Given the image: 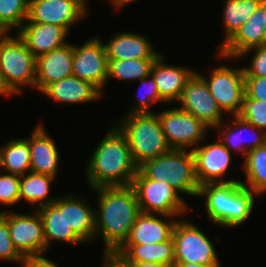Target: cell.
Returning a JSON list of instances; mask_svg holds the SVG:
<instances>
[{
  "label": "cell",
  "instance_id": "6da1fadb",
  "mask_svg": "<svg viewBox=\"0 0 266 267\" xmlns=\"http://www.w3.org/2000/svg\"><path fill=\"white\" fill-rule=\"evenodd\" d=\"M99 195V211H95V237L101 233L105 256H111L129 237L131 227L141 213L136 193L129 186L93 188Z\"/></svg>",
  "mask_w": 266,
  "mask_h": 267
},
{
  "label": "cell",
  "instance_id": "7a4b0ae2",
  "mask_svg": "<svg viewBox=\"0 0 266 267\" xmlns=\"http://www.w3.org/2000/svg\"><path fill=\"white\" fill-rule=\"evenodd\" d=\"M138 171L126 136L116 126L99 142L87 166L92 188L129 186Z\"/></svg>",
  "mask_w": 266,
  "mask_h": 267
},
{
  "label": "cell",
  "instance_id": "3957f363",
  "mask_svg": "<svg viewBox=\"0 0 266 267\" xmlns=\"http://www.w3.org/2000/svg\"><path fill=\"white\" fill-rule=\"evenodd\" d=\"M254 194L241 181L207 183L199 187L198 196L205 197V207L210 219L219 225L235 227L250 216Z\"/></svg>",
  "mask_w": 266,
  "mask_h": 267
},
{
  "label": "cell",
  "instance_id": "277c9868",
  "mask_svg": "<svg viewBox=\"0 0 266 267\" xmlns=\"http://www.w3.org/2000/svg\"><path fill=\"white\" fill-rule=\"evenodd\" d=\"M138 170L148 179L169 182L178 192L198 194L200 185L192 150L170 149L164 155L144 161Z\"/></svg>",
  "mask_w": 266,
  "mask_h": 267
},
{
  "label": "cell",
  "instance_id": "5b68a950",
  "mask_svg": "<svg viewBox=\"0 0 266 267\" xmlns=\"http://www.w3.org/2000/svg\"><path fill=\"white\" fill-rule=\"evenodd\" d=\"M120 123L122 125L119 124L118 128L126 136L132 157L138 166L171 149L157 113H128Z\"/></svg>",
  "mask_w": 266,
  "mask_h": 267
},
{
  "label": "cell",
  "instance_id": "8992f818",
  "mask_svg": "<svg viewBox=\"0 0 266 267\" xmlns=\"http://www.w3.org/2000/svg\"><path fill=\"white\" fill-rule=\"evenodd\" d=\"M0 71L14 94L22 92L24 84L35 88L36 57L18 34L6 33L0 39Z\"/></svg>",
  "mask_w": 266,
  "mask_h": 267
},
{
  "label": "cell",
  "instance_id": "52a82bcc",
  "mask_svg": "<svg viewBox=\"0 0 266 267\" xmlns=\"http://www.w3.org/2000/svg\"><path fill=\"white\" fill-rule=\"evenodd\" d=\"M131 186L142 213L174 217L182 215L188 209L179 192L169 182L148 179L138 170Z\"/></svg>",
  "mask_w": 266,
  "mask_h": 267
},
{
  "label": "cell",
  "instance_id": "ba28073f",
  "mask_svg": "<svg viewBox=\"0 0 266 267\" xmlns=\"http://www.w3.org/2000/svg\"><path fill=\"white\" fill-rule=\"evenodd\" d=\"M219 108L232 115L241 111L245 91V73L243 68L220 66L215 68L210 78L200 75Z\"/></svg>",
  "mask_w": 266,
  "mask_h": 267
},
{
  "label": "cell",
  "instance_id": "9c48e42d",
  "mask_svg": "<svg viewBox=\"0 0 266 267\" xmlns=\"http://www.w3.org/2000/svg\"><path fill=\"white\" fill-rule=\"evenodd\" d=\"M172 239L175 262L219 264L217 253L211 241L196 226L186 221H176Z\"/></svg>",
  "mask_w": 266,
  "mask_h": 267
},
{
  "label": "cell",
  "instance_id": "30bf717a",
  "mask_svg": "<svg viewBox=\"0 0 266 267\" xmlns=\"http://www.w3.org/2000/svg\"><path fill=\"white\" fill-rule=\"evenodd\" d=\"M180 109L189 112L208 128L223 130V112L212 97L205 80L194 72L187 80L182 95L178 100Z\"/></svg>",
  "mask_w": 266,
  "mask_h": 267
},
{
  "label": "cell",
  "instance_id": "8fae6325",
  "mask_svg": "<svg viewBox=\"0 0 266 267\" xmlns=\"http://www.w3.org/2000/svg\"><path fill=\"white\" fill-rule=\"evenodd\" d=\"M163 134L171 149H184L201 141L209 129L195 116L178 108L158 113Z\"/></svg>",
  "mask_w": 266,
  "mask_h": 267
},
{
  "label": "cell",
  "instance_id": "7c38bea8",
  "mask_svg": "<svg viewBox=\"0 0 266 267\" xmlns=\"http://www.w3.org/2000/svg\"><path fill=\"white\" fill-rule=\"evenodd\" d=\"M0 215L7 221L11 241L22 256L46 251L43 224L38 211L32 215L15 212H0Z\"/></svg>",
  "mask_w": 266,
  "mask_h": 267
},
{
  "label": "cell",
  "instance_id": "4fadbf2b",
  "mask_svg": "<svg viewBox=\"0 0 266 267\" xmlns=\"http://www.w3.org/2000/svg\"><path fill=\"white\" fill-rule=\"evenodd\" d=\"M72 73L103 90L108 81V58L105 46L98 37L89 39L81 47L74 45Z\"/></svg>",
  "mask_w": 266,
  "mask_h": 267
},
{
  "label": "cell",
  "instance_id": "5bb4252c",
  "mask_svg": "<svg viewBox=\"0 0 266 267\" xmlns=\"http://www.w3.org/2000/svg\"><path fill=\"white\" fill-rule=\"evenodd\" d=\"M85 0H29L28 22L69 27L87 13Z\"/></svg>",
  "mask_w": 266,
  "mask_h": 267
},
{
  "label": "cell",
  "instance_id": "9a60e30c",
  "mask_svg": "<svg viewBox=\"0 0 266 267\" xmlns=\"http://www.w3.org/2000/svg\"><path fill=\"white\" fill-rule=\"evenodd\" d=\"M266 0H263L252 16L241 25L235 35L222 47L219 56L240 57L245 51L266 45Z\"/></svg>",
  "mask_w": 266,
  "mask_h": 267
},
{
  "label": "cell",
  "instance_id": "2e32d148",
  "mask_svg": "<svg viewBox=\"0 0 266 267\" xmlns=\"http://www.w3.org/2000/svg\"><path fill=\"white\" fill-rule=\"evenodd\" d=\"M215 143L192 148L195 158L196 177L199 185L207 183H225L239 180H221L231 163L229 151L219 139Z\"/></svg>",
  "mask_w": 266,
  "mask_h": 267
},
{
  "label": "cell",
  "instance_id": "e0dca14e",
  "mask_svg": "<svg viewBox=\"0 0 266 267\" xmlns=\"http://www.w3.org/2000/svg\"><path fill=\"white\" fill-rule=\"evenodd\" d=\"M74 44L41 54L36 57L35 88L42 91L53 82L73 75Z\"/></svg>",
  "mask_w": 266,
  "mask_h": 267
},
{
  "label": "cell",
  "instance_id": "ac0fdd59",
  "mask_svg": "<svg viewBox=\"0 0 266 267\" xmlns=\"http://www.w3.org/2000/svg\"><path fill=\"white\" fill-rule=\"evenodd\" d=\"M68 33L69 31L62 26L28 22L21 26L18 36L31 53L37 57L68 44L65 42Z\"/></svg>",
  "mask_w": 266,
  "mask_h": 267
},
{
  "label": "cell",
  "instance_id": "d6986e66",
  "mask_svg": "<svg viewBox=\"0 0 266 267\" xmlns=\"http://www.w3.org/2000/svg\"><path fill=\"white\" fill-rule=\"evenodd\" d=\"M41 93L56 102L74 104L98 100L103 94L93 83L79 79L74 75L51 83Z\"/></svg>",
  "mask_w": 266,
  "mask_h": 267
},
{
  "label": "cell",
  "instance_id": "ffe728a7",
  "mask_svg": "<svg viewBox=\"0 0 266 267\" xmlns=\"http://www.w3.org/2000/svg\"><path fill=\"white\" fill-rule=\"evenodd\" d=\"M104 46L108 60L157 59L161 55L145 36L137 33H117Z\"/></svg>",
  "mask_w": 266,
  "mask_h": 267
},
{
  "label": "cell",
  "instance_id": "44dd1931",
  "mask_svg": "<svg viewBox=\"0 0 266 267\" xmlns=\"http://www.w3.org/2000/svg\"><path fill=\"white\" fill-rule=\"evenodd\" d=\"M193 73V69L164 64L162 55L156 59L151 69L160 97L169 103L180 99L186 82Z\"/></svg>",
  "mask_w": 266,
  "mask_h": 267
},
{
  "label": "cell",
  "instance_id": "7402d4cb",
  "mask_svg": "<svg viewBox=\"0 0 266 267\" xmlns=\"http://www.w3.org/2000/svg\"><path fill=\"white\" fill-rule=\"evenodd\" d=\"M27 140L30 147V171L55 178L59 153L53 139L48 136L42 125H38L33 131L31 139Z\"/></svg>",
  "mask_w": 266,
  "mask_h": 267
},
{
  "label": "cell",
  "instance_id": "603a6c76",
  "mask_svg": "<svg viewBox=\"0 0 266 267\" xmlns=\"http://www.w3.org/2000/svg\"><path fill=\"white\" fill-rule=\"evenodd\" d=\"M153 215L141 212L124 244H156L170 240L176 220L171 219L165 222Z\"/></svg>",
  "mask_w": 266,
  "mask_h": 267
},
{
  "label": "cell",
  "instance_id": "cb8c5ba5",
  "mask_svg": "<svg viewBox=\"0 0 266 267\" xmlns=\"http://www.w3.org/2000/svg\"><path fill=\"white\" fill-rule=\"evenodd\" d=\"M43 224L44 239L46 249L52 240L63 241L66 243L77 244L83 242L71 229L67 226L64 219V198L56 199L53 203L47 204L37 209Z\"/></svg>",
  "mask_w": 266,
  "mask_h": 267
},
{
  "label": "cell",
  "instance_id": "d4e9b609",
  "mask_svg": "<svg viewBox=\"0 0 266 267\" xmlns=\"http://www.w3.org/2000/svg\"><path fill=\"white\" fill-rule=\"evenodd\" d=\"M116 261L157 262L170 267L175 263L174 242L171 238L156 244H123L111 255Z\"/></svg>",
  "mask_w": 266,
  "mask_h": 267
},
{
  "label": "cell",
  "instance_id": "484cf974",
  "mask_svg": "<svg viewBox=\"0 0 266 267\" xmlns=\"http://www.w3.org/2000/svg\"><path fill=\"white\" fill-rule=\"evenodd\" d=\"M85 202L73 195L64 197V219L83 242H92L95 237V211Z\"/></svg>",
  "mask_w": 266,
  "mask_h": 267
},
{
  "label": "cell",
  "instance_id": "4316f807",
  "mask_svg": "<svg viewBox=\"0 0 266 267\" xmlns=\"http://www.w3.org/2000/svg\"><path fill=\"white\" fill-rule=\"evenodd\" d=\"M234 117H235V120L232 121V123L234 124L233 126H235L236 129L235 128L232 129L233 128V126H231L232 124L226 125L227 129L223 130L220 133L221 139L220 138L218 139L229 151L231 150V148H233L234 150L236 149L237 151H240V152L242 151L244 157L246 158L247 153L250 150H253L266 143V132L258 129L253 124L243 120L239 115H235ZM243 128H245L244 131L250 130V132H252L255 137L251 140L250 144H248V142L250 141L247 142L248 145H245L244 142H243L244 144H242V141L244 140L243 138H241L242 133H243V130H242Z\"/></svg>",
  "mask_w": 266,
  "mask_h": 267
},
{
  "label": "cell",
  "instance_id": "83f0119b",
  "mask_svg": "<svg viewBox=\"0 0 266 267\" xmlns=\"http://www.w3.org/2000/svg\"><path fill=\"white\" fill-rule=\"evenodd\" d=\"M0 168L5 172L23 176L31 170L30 147L27 139H12L0 147Z\"/></svg>",
  "mask_w": 266,
  "mask_h": 267
},
{
  "label": "cell",
  "instance_id": "f1b7e54d",
  "mask_svg": "<svg viewBox=\"0 0 266 267\" xmlns=\"http://www.w3.org/2000/svg\"><path fill=\"white\" fill-rule=\"evenodd\" d=\"M54 177L30 171L20 176V200L25 199L32 204L40 203L39 207L53 203L56 199L49 197V188Z\"/></svg>",
  "mask_w": 266,
  "mask_h": 267
},
{
  "label": "cell",
  "instance_id": "f546056e",
  "mask_svg": "<svg viewBox=\"0 0 266 267\" xmlns=\"http://www.w3.org/2000/svg\"><path fill=\"white\" fill-rule=\"evenodd\" d=\"M263 0H226L224 8V28L225 41L221 47L227 43L235 33L240 29L241 25L255 12L259 4Z\"/></svg>",
  "mask_w": 266,
  "mask_h": 267
},
{
  "label": "cell",
  "instance_id": "4dcf8cb0",
  "mask_svg": "<svg viewBox=\"0 0 266 267\" xmlns=\"http://www.w3.org/2000/svg\"><path fill=\"white\" fill-rule=\"evenodd\" d=\"M244 161L243 168L248 186L241 182L242 185L253 192L263 194L266 192V143L250 150Z\"/></svg>",
  "mask_w": 266,
  "mask_h": 267
},
{
  "label": "cell",
  "instance_id": "1f68e13d",
  "mask_svg": "<svg viewBox=\"0 0 266 267\" xmlns=\"http://www.w3.org/2000/svg\"><path fill=\"white\" fill-rule=\"evenodd\" d=\"M156 59L108 60V78L118 80H141L151 74Z\"/></svg>",
  "mask_w": 266,
  "mask_h": 267
},
{
  "label": "cell",
  "instance_id": "d6a6232c",
  "mask_svg": "<svg viewBox=\"0 0 266 267\" xmlns=\"http://www.w3.org/2000/svg\"><path fill=\"white\" fill-rule=\"evenodd\" d=\"M29 0H0V28L8 33L11 27L20 29L26 22Z\"/></svg>",
  "mask_w": 266,
  "mask_h": 267
},
{
  "label": "cell",
  "instance_id": "836d02e7",
  "mask_svg": "<svg viewBox=\"0 0 266 267\" xmlns=\"http://www.w3.org/2000/svg\"><path fill=\"white\" fill-rule=\"evenodd\" d=\"M243 120L266 132V102L257 99H244L240 113Z\"/></svg>",
  "mask_w": 266,
  "mask_h": 267
},
{
  "label": "cell",
  "instance_id": "e575fe53",
  "mask_svg": "<svg viewBox=\"0 0 266 267\" xmlns=\"http://www.w3.org/2000/svg\"><path fill=\"white\" fill-rule=\"evenodd\" d=\"M139 81L141 82V85H143V87L145 86L144 90L146 92L142 90V92H144L142 93L140 91L142 94H140L141 96L138 97V103L135 105L136 107H133V110L130 113H152L150 107L153 103L158 101H165L160 97L155 79L151 74Z\"/></svg>",
  "mask_w": 266,
  "mask_h": 267
},
{
  "label": "cell",
  "instance_id": "d590c367",
  "mask_svg": "<svg viewBox=\"0 0 266 267\" xmlns=\"http://www.w3.org/2000/svg\"><path fill=\"white\" fill-rule=\"evenodd\" d=\"M20 176L14 174L0 175V203L16 204L20 201Z\"/></svg>",
  "mask_w": 266,
  "mask_h": 267
},
{
  "label": "cell",
  "instance_id": "8d00e7d4",
  "mask_svg": "<svg viewBox=\"0 0 266 267\" xmlns=\"http://www.w3.org/2000/svg\"><path fill=\"white\" fill-rule=\"evenodd\" d=\"M22 257L11 241L7 221L0 215V259L21 262Z\"/></svg>",
  "mask_w": 266,
  "mask_h": 267
},
{
  "label": "cell",
  "instance_id": "74e56055",
  "mask_svg": "<svg viewBox=\"0 0 266 267\" xmlns=\"http://www.w3.org/2000/svg\"><path fill=\"white\" fill-rule=\"evenodd\" d=\"M254 49V50H253ZM255 52L250 63L251 66L243 67L245 77H266V45L245 51L240 57Z\"/></svg>",
  "mask_w": 266,
  "mask_h": 267
},
{
  "label": "cell",
  "instance_id": "f35d334b",
  "mask_svg": "<svg viewBox=\"0 0 266 267\" xmlns=\"http://www.w3.org/2000/svg\"><path fill=\"white\" fill-rule=\"evenodd\" d=\"M244 99H257L266 102V77H245Z\"/></svg>",
  "mask_w": 266,
  "mask_h": 267
},
{
  "label": "cell",
  "instance_id": "ab89813d",
  "mask_svg": "<svg viewBox=\"0 0 266 267\" xmlns=\"http://www.w3.org/2000/svg\"><path fill=\"white\" fill-rule=\"evenodd\" d=\"M42 254H31L22 257L23 267H58L53 261L41 256Z\"/></svg>",
  "mask_w": 266,
  "mask_h": 267
},
{
  "label": "cell",
  "instance_id": "60d3db41",
  "mask_svg": "<svg viewBox=\"0 0 266 267\" xmlns=\"http://www.w3.org/2000/svg\"><path fill=\"white\" fill-rule=\"evenodd\" d=\"M122 267H170L157 262L117 261Z\"/></svg>",
  "mask_w": 266,
  "mask_h": 267
},
{
  "label": "cell",
  "instance_id": "b9f144b4",
  "mask_svg": "<svg viewBox=\"0 0 266 267\" xmlns=\"http://www.w3.org/2000/svg\"><path fill=\"white\" fill-rule=\"evenodd\" d=\"M220 264H197V263H184V262H175L173 267H220Z\"/></svg>",
  "mask_w": 266,
  "mask_h": 267
},
{
  "label": "cell",
  "instance_id": "7bdbcfd3",
  "mask_svg": "<svg viewBox=\"0 0 266 267\" xmlns=\"http://www.w3.org/2000/svg\"><path fill=\"white\" fill-rule=\"evenodd\" d=\"M104 267H122L112 256L104 255Z\"/></svg>",
  "mask_w": 266,
  "mask_h": 267
},
{
  "label": "cell",
  "instance_id": "ee69618b",
  "mask_svg": "<svg viewBox=\"0 0 266 267\" xmlns=\"http://www.w3.org/2000/svg\"><path fill=\"white\" fill-rule=\"evenodd\" d=\"M0 94H14L9 87L6 85L2 73L0 71Z\"/></svg>",
  "mask_w": 266,
  "mask_h": 267
},
{
  "label": "cell",
  "instance_id": "f6af8a7d",
  "mask_svg": "<svg viewBox=\"0 0 266 267\" xmlns=\"http://www.w3.org/2000/svg\"><path fill=\"white\" fill-rule=\"evenodd\" d=\"M132 1H134V0H110V2H112L114 4L115 8H117V9L123 5H126L130 2H132Z\"/></svg>",
  "mask_w": 266,
  "mask_h": 267
},
{
  "label": "cell",
  "instance_id": "bcb514c9",
  "mask_svg": "<svg viewBox=\"0 0 266 267\" xmlns=\"http://www.w3.org/2000/svg\"><path fill=\"white\" fill-rule=\"evenodd\" d=\"M6 33L0 28V39L5 35Z\"/></svg>",
  "mask_w": 266,
  "mask_h": 267
}]
</instances>
